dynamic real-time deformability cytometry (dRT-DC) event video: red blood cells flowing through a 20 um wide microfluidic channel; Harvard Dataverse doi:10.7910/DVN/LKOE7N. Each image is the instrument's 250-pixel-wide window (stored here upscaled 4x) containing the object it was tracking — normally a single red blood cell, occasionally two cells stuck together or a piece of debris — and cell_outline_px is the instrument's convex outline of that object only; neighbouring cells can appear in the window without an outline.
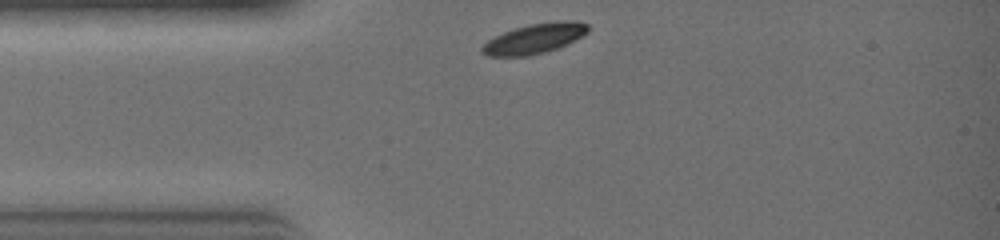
{"species": "common noctule bat (a hibernating species)", "species_latin": "Nyctalus noctula", "temperature_condition": "warm", "stored_images_in_passage": 20, "camera_frame_rate_fps": 3000, "um_per_image_px": 0.085, "animal": {"sex": "female", "body_mass_g": 19.0, "forearm_length_mm": 51.5}, "frame": {"image": 1, "passage_image": 1, "time_ms": 0.0, "image_size_px": [1000, 240], "cell_outline_px": [[588, 32], [584, 36], [568, 44], [544, 52], [528, 56], [488, 56], [480, 52], [480, 48], [488, 40], [504, 32], [528, 24], [564, 20], [576, 20], [588, 24]], "centroid_in_image_um": [45.47, 3.27], "position_along_channel_um": 39.5, "area_um2": 18.55}}
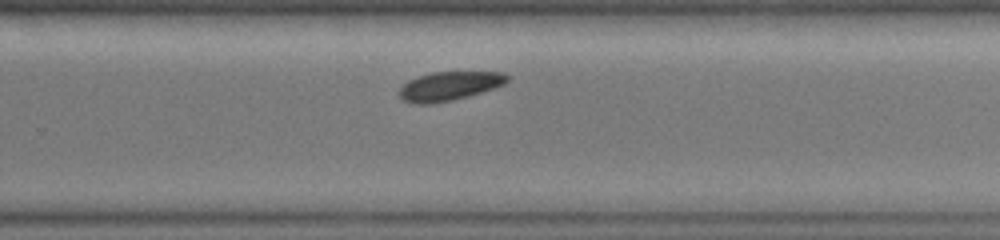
{"frame": {"image": 2, "passage_image": 14, "time_ms": 4.333, "image_size_px": [1000, 240], "cell_outline_px": [[512, 76], [504, 84], [468, 96], [452, 100], [432, 104], [412, 104], [404, 100], [400, 96], [400, 88], [408, 80], [432, 72], [504, 72]], "centroid_in_image_um": [38.2, 7.31], "position_along_channel_um": 291.6, "area_um2": 18.09}}
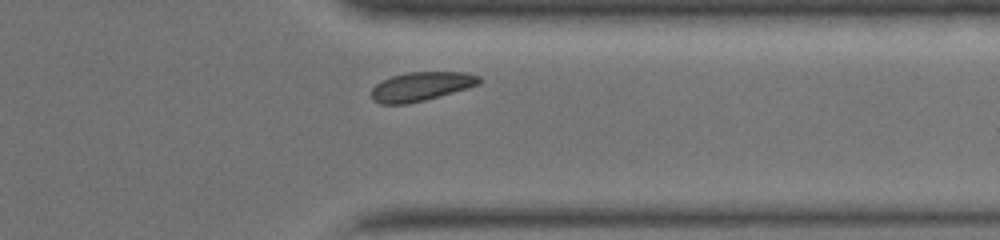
{"frame": {"image": 3, "passage_image": 18, "time_ms": 5.667, "image_size_px": [1000, 240], "cell_outline_px": [[484, 80], [480, 84], [424, 100], [408, 104], [380, 104], [372, 100], [372, 88], [376, 84], [392, 76], [408, 72], [468, 72], [480, 76]], "centroid_in_image_um": [35.82, 7.34], "position_along_channel_um": 375.6, "area_um2": 18.15}}